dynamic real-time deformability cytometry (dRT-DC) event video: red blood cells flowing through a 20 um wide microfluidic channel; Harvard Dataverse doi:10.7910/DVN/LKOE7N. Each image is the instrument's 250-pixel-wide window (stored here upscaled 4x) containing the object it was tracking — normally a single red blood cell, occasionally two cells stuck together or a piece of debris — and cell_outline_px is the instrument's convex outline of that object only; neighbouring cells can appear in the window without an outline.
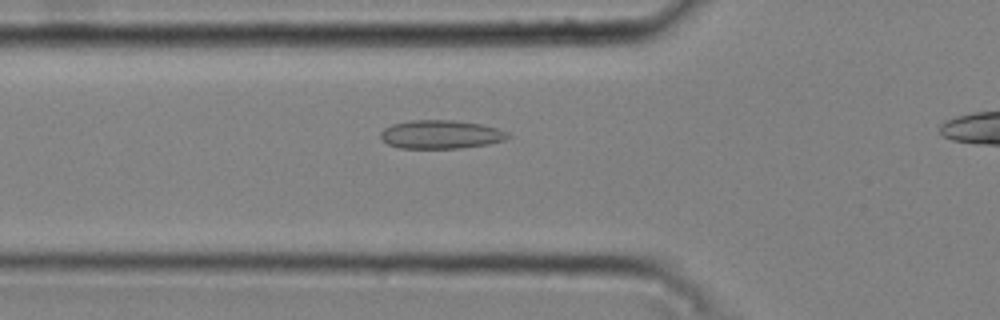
{"species": "common noctule bat (a hibernating species)", "species_latin": "Nyctalus noctula", "temperature_condition": "cold", "stored_images_in_passage": 36, "camera_frame_rate_fps": 3000, "um_per_image_px": 0.085, "animal": {"sex": "male", "body_mass_g": 20.4}, "frame": {"image": 1, "passage_image": 8, "time_ms": 2.333, "image_size_px": [1000, 320], "cell_outline_px": [[512, 136], [504, 140], [488, 144], [464, 148], [400, 148], [388, 144], [380, 140], [380, 132], [384, 128], [392, 124], [412, 120], [456, 120], [484, 124], [508, 132]], "centroid_in_image_um": [37.48, 11.42], "position_along_channel_um": 88.3, "area_um2": 21.44}}
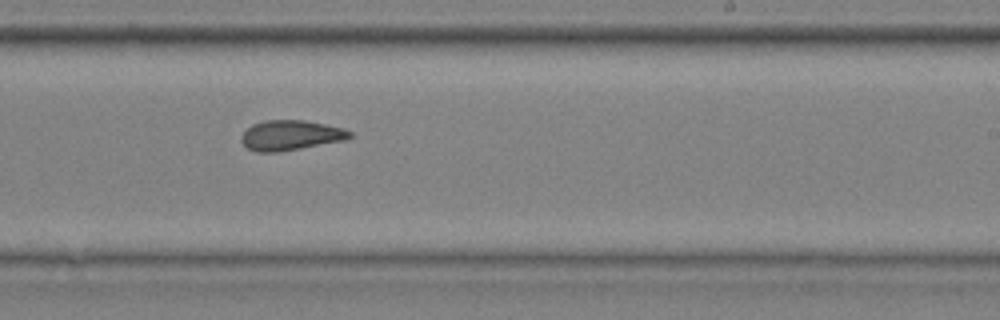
{"frame": {"image": 2, "passage_image": 22, "time_ms": 7.0, "image_size_px": [1000, 320], "cell_outline_px": [[352, 136], [344, 140], [280, 152], [256, 152], [248, 148], [240, 140], [240, 136], [252, 124], [264, 120], [304, 120], [344, 128], [352, 132]], "centroid_in_image_um": [24.69, 11.5], "position_along_channel_um": 264.3, "area_um2": 18.96}}
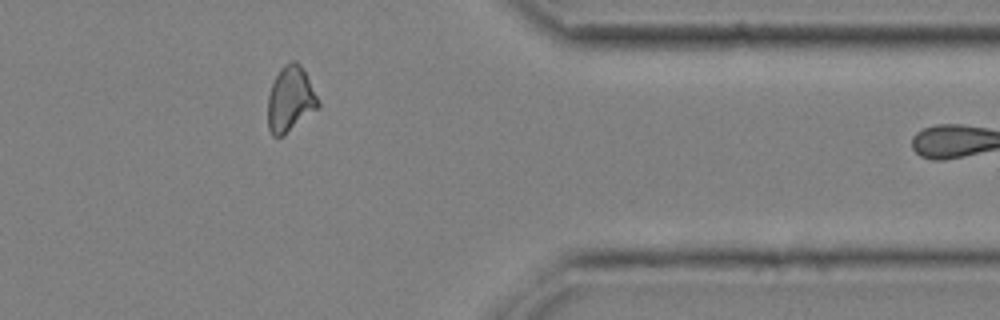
{"frame": {"image": 3, "passage_image": 33, "time_ms": 10.667, "image_size_px": [1000, 320], "cell_outline_px": [[320, 108], [284, 136], [272, 136], [268, 128], [268, 96], [272, 84], [280, 68], [284, 64], [292, 60], [296, 60], [300, 64], [320, 100]], "centroid_in_image_um": [24.7, 8.46], "position_along_channel_um": 386.7, "area_um2": 19.48}, "authors_computed_cell_mechanics": {"area_um2": 19.1607, "velocity_mm_per_s": 3.7739, "shape_relaxation_time_tau1_ms": null, "shape_relaxation_time_tau2_ms": 3.0718, "deformation_change_tau1": null, "deformation_change_tau2": 0.0992}}